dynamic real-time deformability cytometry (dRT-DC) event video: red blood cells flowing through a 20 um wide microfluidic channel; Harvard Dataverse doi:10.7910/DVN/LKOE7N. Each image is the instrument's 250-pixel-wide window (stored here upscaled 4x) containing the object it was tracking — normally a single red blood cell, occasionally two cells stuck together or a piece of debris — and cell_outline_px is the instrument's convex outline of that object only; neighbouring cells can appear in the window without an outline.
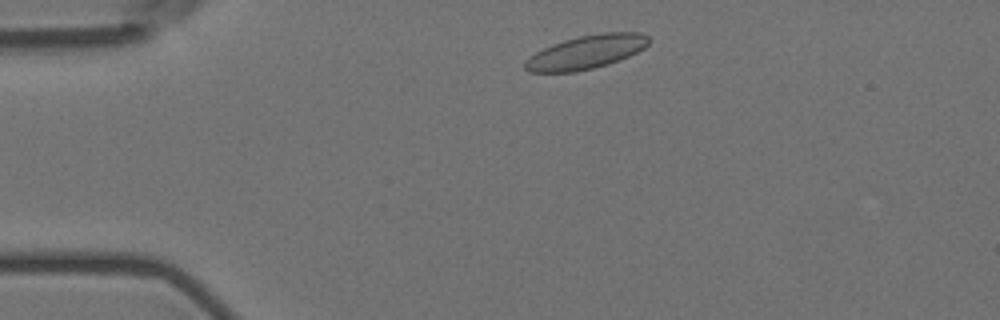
{"species": "Egyptian fruit bat (a non-hibernating species)", "species_latin": "Rousettus aegyptiacus", "temperature_condition": "room temperature", "stored_images_in_passage": 49, "camera_frame_rate_fps": 3000, "um_per_image_px": 0.085, "animal": {"sex": "female"}, "frame": {"image": 1, "passage_image": 4, "time_ms": 1.0, "image_size_px": [1000, 320], "cell_outline_px": [[652, 40], [644, 48], [628, 56], [608, 64], [576, 72], [528, 72], [524, 68], [524, 60], [536, 52], [552, 44], [564, 40], [580, 36], [604, 32], [640, 32], [648, 36]], "centroid_in_image_um": [49.83, 4.42], "position_along_channel_um": 35.2, "area_um2": 24.22}}
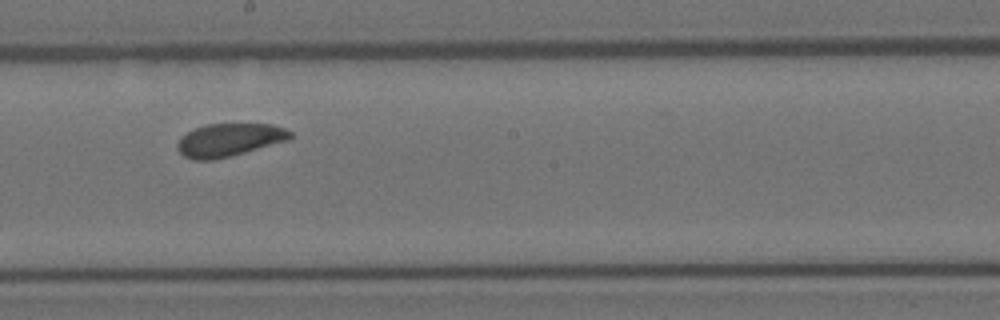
{"frame": {"image": 2, "passage_image": 24, "time_ms": 7.667, "image_size_px": [1000, 320], "cell_outline_px": [[292, 136], [288, 140], [216, 160], [192, 160], [184, 156], [176, 148], [176, 144], [180, 136], [196, 128], [208, 124], [272, 124], [284, 128], [292, 132]], "centroid_in_image_um": [19.45, 11.9], "position_along_channel_um": 228.7, "area_um2": 21.68}}
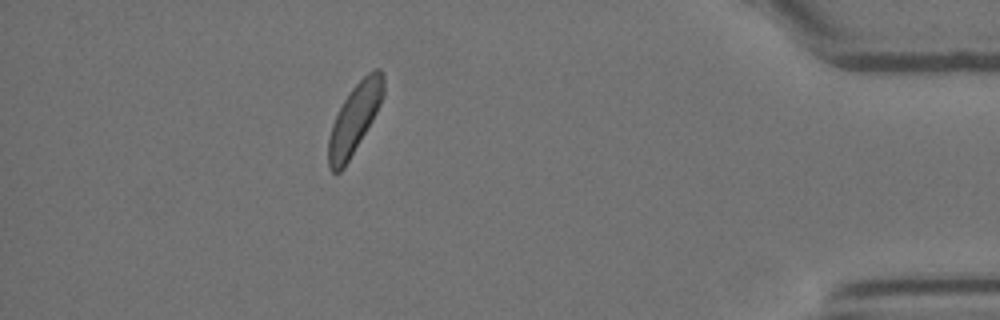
{"frame": {"image": 3, "passage_image": 43, "time_ms": 14.0, "image_size_px": [1000, 320], "cell_outline_px": [[384, 96], [372, 120], [344, 168], [340, 172], [332, 172], [328, 168], [328, 140], [332, 124], [344, 100], [352, 88], [368, 72], [376, 68], [380, 68], [384, 76]], "centroid_in_image_um": [30.14, 10.09], "position_along_channel_um": 405.1, "area_um2": 21.96}, "authors_computed_cell_mechanics": {"area_um2": 22.4842, "velocity_mm_per_s": 3.5374, "shape_relaxation_time_tau1_ms": 4.0499, "shape_relaxation_time_tau2_ms": null, "deformation_change_tau1": 0.0669, "deformation_change_tau2": null}}